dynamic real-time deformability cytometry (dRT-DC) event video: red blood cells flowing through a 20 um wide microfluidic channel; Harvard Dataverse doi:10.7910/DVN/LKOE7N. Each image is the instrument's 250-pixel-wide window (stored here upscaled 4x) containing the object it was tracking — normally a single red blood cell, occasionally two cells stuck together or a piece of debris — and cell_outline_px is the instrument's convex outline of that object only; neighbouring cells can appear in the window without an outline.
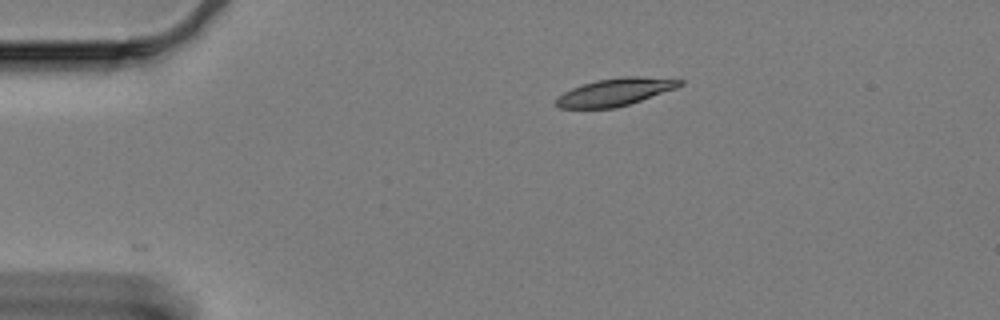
{"species": "Egyptian fruit bat (a non-hibernating species)", "species_latin": "Rousettus aegyptiacus", "temperature_condition": "cold", "stored_images_in_passage": 25, "camera_frame_rate_fps": 3000, "um_per_image_px": 0.085, "animal": {"sex": "female"}, "frame": {"image": 1, "passage_image": 1, "time_ms": 0.0, "image_size_px": [1000, 320], "cell_outline_px": [[684, 84], [676, 88], [616, 108], [560, 108], [552, 104], [556, 96], [572, 88], [596, 80], [624, 76], [640, 76], [684, 80]], "centroid_in_image_um": [52.24, 7.82], "position_along_channel_um": 32.8, "area_um2": 19.83}}
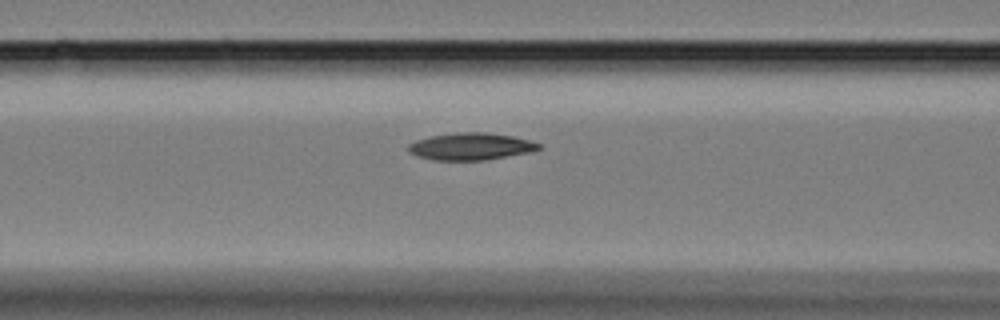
{"frame": {"image": 2, "passage_image": 14, "time_ms": 4.333, "image_size_px": [1000, 320], "cell_outline_px": [[540, 148], [532, 152], [484, 160], [432, 160], [416, 156], [408, 152], [408, 144], [416, 140], [432, 136], [456, 132], [484, 132], [512, 136], [528, 140], [540, 144]], "centroid_in_image_um": [39.99, 12.45], "position_along_channel_um": 126.6, "area_um2": 20.58}}
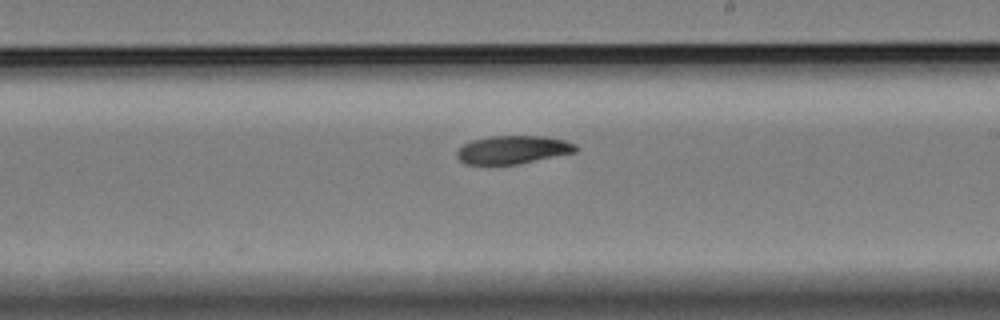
{"frame": {"image": 3, "passage_image": 25, "time_ms": 8.0, "image_size_px": [1000, 320], "cell_outline_px": [[576, 152], [516, 164], [464, 164], [456, 156], [456, 152], [464, 144], [472, 140], [488, 136], [544, 136], [564, 140], [576, 144]], "centroid_in_image_um": [43.57, 12.72], "position_along_channel_um": 245.4, "area_um2": 19.36}}